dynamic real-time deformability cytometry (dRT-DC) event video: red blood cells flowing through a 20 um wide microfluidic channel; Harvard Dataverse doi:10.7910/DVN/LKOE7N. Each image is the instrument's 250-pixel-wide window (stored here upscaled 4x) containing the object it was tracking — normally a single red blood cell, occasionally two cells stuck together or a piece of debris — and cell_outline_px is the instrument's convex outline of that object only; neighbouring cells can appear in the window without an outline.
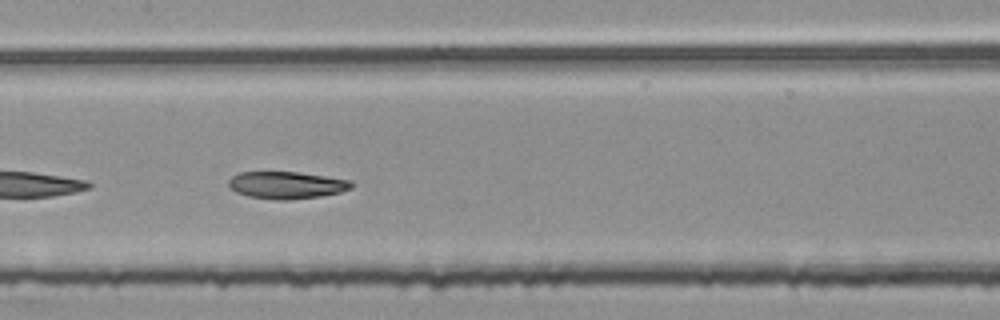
{"species": "common noctule bat (a hibernating species)", "species_latin": "Nyctalus noctula", "temperature_condition": "room temperature", "stored_images_in_passage": 28, "camera_frame_rate_fps": 3000, "um_per_image_px": 0.085, "animal": {"sex": "female", "body_mass_g": 25.1}, "frame": {"image": 1, "passage_image": 13, "time_ms": 4.0, "image_size_px": [1000, 320], "cell_outline_px": [[352, 188], [340, 192], [320, 196], [288, 200], [276, 200], [248, 196], [236, 192], [228, 184], [228, 180], [232, 176], [240, 172], [296, 172], [352, 180]], "centroid_in_image_um": [24.35, 15.73], "position_along_channel_um": 183.0, "area_um2": 19.36}}
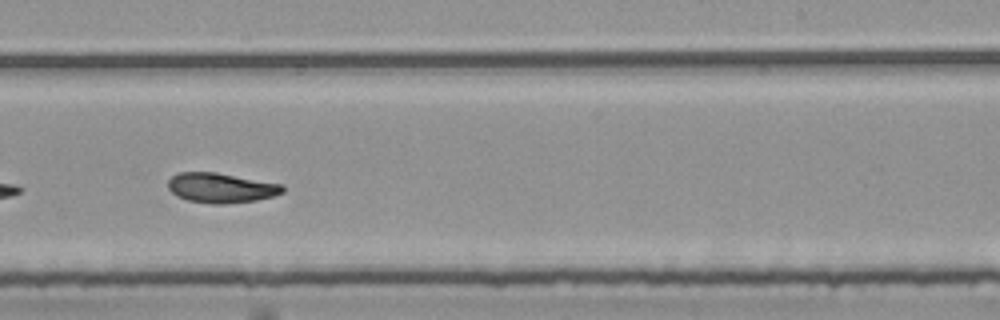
{"frame": {"image": 2, "passage_image": 20, "time_ms": 6.333, "image_size_px": [1000, 320], "cell_outline_px": [[284, 192], [272, 196], [256, 200], [224, 204], [212, 204], [188, 200], [176, 196], [168, 188], [168, 180], [176, 172], [216, 172], [284, 184]], "centroid_in_image_um": [18.78, 15.96], "position_along_channel_um": 270.2, "area_um2": 20.06}, "authors_computed_cell_mechanics": {"area_um2": 19.9121, "velocity_mm_per_s": 3.7559, "shape_relaxation_time_tau1_ms": null, "shape_relaxation_time_tau2_ms": 5.5608, "deformation_change_tau1": null, "deformation_change_tau2": 0.1105}}